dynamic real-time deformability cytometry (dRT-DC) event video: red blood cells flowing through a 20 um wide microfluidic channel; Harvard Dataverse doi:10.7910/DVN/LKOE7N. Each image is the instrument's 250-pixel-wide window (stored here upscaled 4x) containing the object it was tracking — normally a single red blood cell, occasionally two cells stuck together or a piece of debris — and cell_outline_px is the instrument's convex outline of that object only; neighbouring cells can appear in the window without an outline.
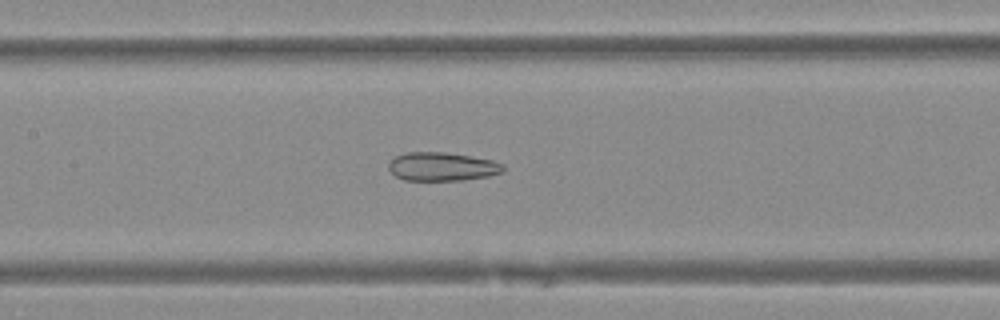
{"species": "Egyptian fruit bat (a non-hibernating species)", "species_latin": "Rousettus aegyptiacus", "temperature_condition": "warm", "stored_images_in_passage": 36, "segment_of_instrument_passage": [1, 2], "camera_frame_rate_fps": 3000, "um_per_image_px": 0.085, "animal": {"sex": "female"}, "frame": {"image": 1, "passage_image": 23, "time_ms": 7.333, "image_size_px": [1000, 320], "cell_outline_px": [[504, 172], [488, 176], [464, 180], [404, 180], [396, 176], [388, 168], [388, 164], [396, 156], [408, 152], [444, 152], [492, 160], [504, 164]], "centroid_in_image_um": [37.6, 14.16], "position_along_channel_um": 169.8, "area_um2": 18.96}}
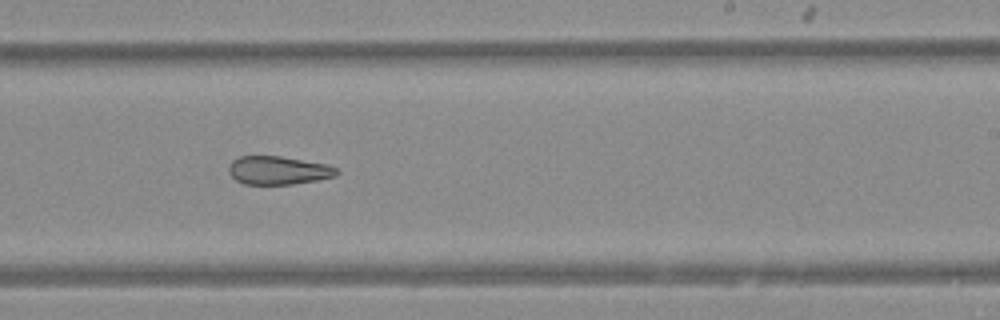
{"frame": {"image": 2, "passage_image": 30, "time_ms": 9.667, "image_size_px": [1000, 320], "cell_outline_px": [[340, 172], [336, 176], [316, 180], [292, 184], [244, 184], [236, 180], [228, 172], [228, 168], [232, 160], [240, 156], [280, 156], [324, 164], [336, 168]], "centroid_in_image_um": [23.62, 14.48], "position_along_channel_um": 265.4, "area_um2": 17.69}}
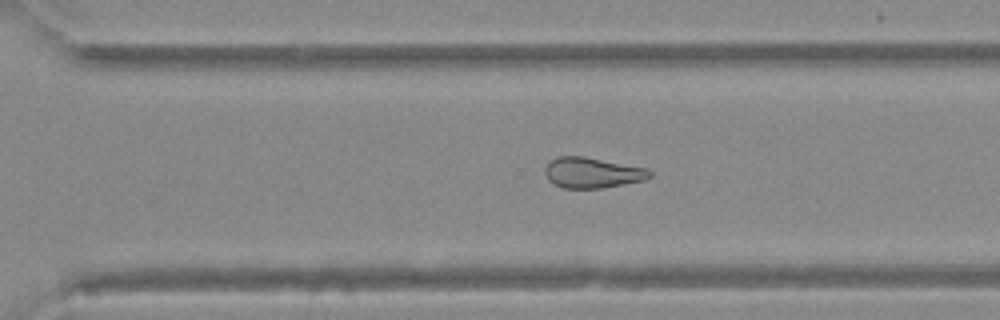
{"frame": {"image": 3, "passage_image": 34, "time_ms": 11.0, "image_size_px": [1000, 320], "cell_outline_px": [[652, 176], [644, 180], [604, 188], [564, 188], [552, 184], [548, 180], [544, 172], [544, 168], [556, 156], [584, 156], [648, 168], [652, 172]], "centroid_in_image_um": [50.34, 14.68], "position_along_channel_um": 320.3, "area_um2": 18.84}}